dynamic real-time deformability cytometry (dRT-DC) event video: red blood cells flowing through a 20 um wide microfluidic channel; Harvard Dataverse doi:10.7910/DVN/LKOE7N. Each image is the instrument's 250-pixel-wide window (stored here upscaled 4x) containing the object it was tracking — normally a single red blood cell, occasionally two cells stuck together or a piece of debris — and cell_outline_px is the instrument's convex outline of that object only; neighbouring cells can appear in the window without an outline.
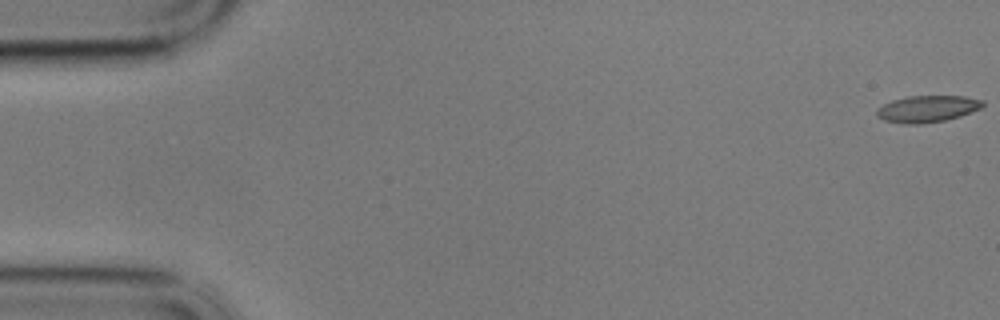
{"species": "common noctule bat (a hibernating species)", "species_latin": "Nyctalus noctula", "temperature_condition": "cold", "stored_images_in_passage": 59, "camera_frame_rate_fps": 3000, "um_per_image_px": 0.085, "animal": {"sex": "male", "body_mass_g": 17.9}, "frame": {"image": 1, "passage_image": 1, "time_ms": 0.0, "image_size_px": [1000, 320], "cell_outline_px": [[984, 104], [980, 108], [960, 116], [944, 120], [920, 124], [904, 124], [884, 120], [876, 116], [876, 108], [892, 100], [908, 96], [964, 96], [984, 100]], "centroid_in_image_um": [78.79, 9.25], "position_along_channel_um": 6.2, "area_um2": 16.47}}
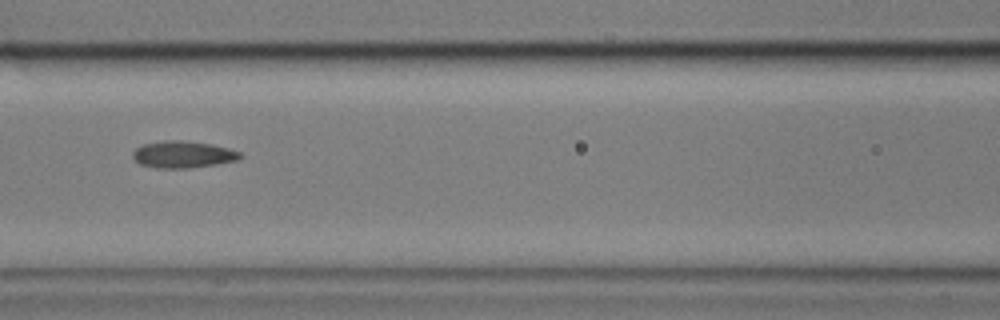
{"frame": {"image": 2, "passage_image": 26, "time_ms": 8.333, "image_size_px": [1000, 320], "cell_outline_px": [[244, 156], [236, 160], [216, 164], [188, 168], [156, 168], [140, 164], [132, 156], [132, 152], [136, 148], [144, 144], [164, 140], [180, 140], [212, 144], [228, 148], [240, 152]], "centroid_in_image_um": [15.55, 13.12], "position_along_channel_um": 151.1, "area_um2": 16.76}}
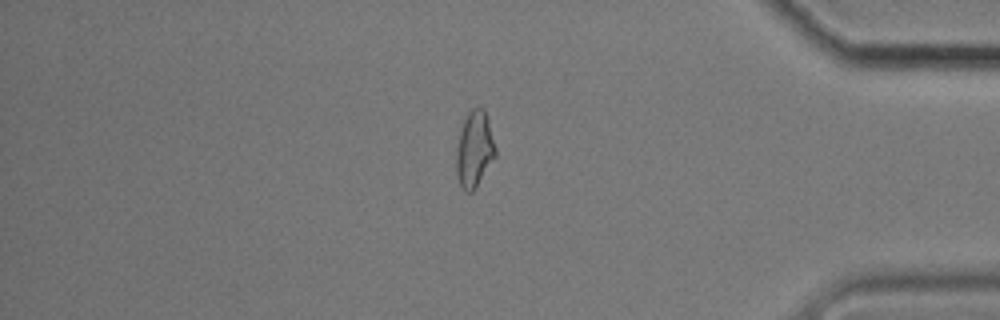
{"frame": {"image": 3, "passage_image": 50, "time_ms": 16.333, "image_size_px": [1000, 320], "cell_outline_px": [[496, 156], [476, 188], [472, 192], [464, 192], [460, 184], [456, 172], [456, 148], [460, 132], [464, 120], [468, 112], [472, 108], [484, 108], [488, 120], [496, 148]], "centroid_in_image_um": [40.33, 12.72], "position_along_channel_um": 394.9, "area_um2": 17.4}, "authors_computed_cell_mechanics": {"area_um2": 16.762, "velocity_mm_per_s": 3.4216, "shape_relaxation_time_tau1_ms": null, "shape_relaxation_time_tau2_ms": 3.3185, "deformation_change_tau1": null, "deformation_change_tau2": 0.0771}}